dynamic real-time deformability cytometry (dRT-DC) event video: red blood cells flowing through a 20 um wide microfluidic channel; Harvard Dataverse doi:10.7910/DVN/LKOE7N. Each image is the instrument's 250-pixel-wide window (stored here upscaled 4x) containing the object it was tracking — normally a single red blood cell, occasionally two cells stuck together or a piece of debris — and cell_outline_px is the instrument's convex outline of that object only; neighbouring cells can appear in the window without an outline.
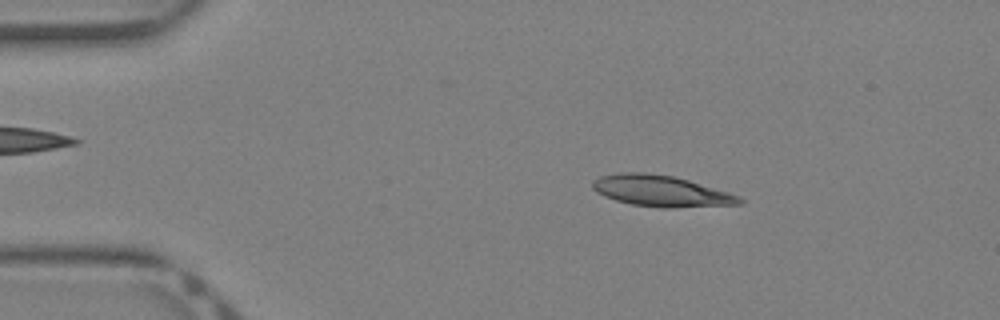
{"species": "Egyptian fruit bat (a non-hibernating species)", "species_latin": "Rousettus aegyptiacus", "temperature_condition": "warm", "stored_images_in_passage": 35, "camera_frame_rate_fps": 3000, "um_per_image_px": 0.085, "animal": {"sex": "female"}, "frame": {"image": 1, "passage_image": 6, "time_ms": 1.667, "image_size_px": [1000, 320], "cell_outline_px": [[744, 204], [672, 208], [660, 208], [632, 204], [616, 200], [604, 196], [596, 192], [592, 188], [592, 180], [600, 176], [620, 172], [644, 172], [672, 176], [688, 180], [728, 192], [740, 196], [744, 200]], "centroid_in_image_um": [56.19, 16.24], "position_along_channel_um": 28.8, "area_um2": 26.76}}
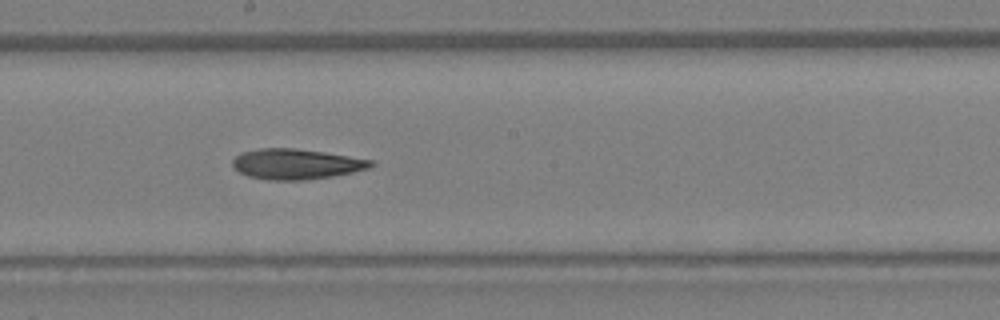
{"frame": {"image": 2, "passage_image": 21, "time_ms": 6.667, "image_size_px": [1000, 320], "cell_outline_px": [[376, 164], [368, 168], [352, 172], [332, 176], [304, 180], [268, 180], [248, 176], [240, 172], [232, 164], [232, 160], [240, 152], [260, 148], [296, 148], [324, 152], [376, 160]], "centroid_in_image_um": [25.19, 13.93], "position_along_channel_um": 223.0, "area_um2": 24.57}}
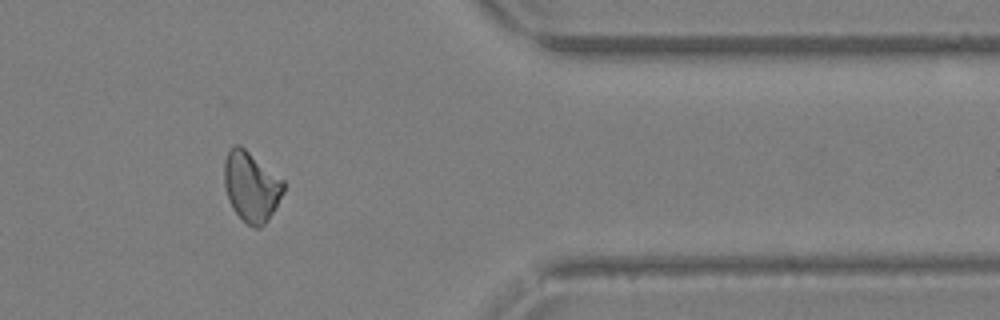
{"frame": {"image": 3, "passage_image": 32, "time_ms": 10.333, "image_size_px": [1000, 320], "cell_outline_px": [[284, 192], [268, 220], [260, 228], [256, 228], [248, 224], [232, 208], [228, 200], [224, 184], [224, 160], [228, 152], [236, 144], [240, 144], [284, 180]], "centroid_in_image_um": [21.35, 15.85], "position_along_channel_um": 390.0, "area_um2": 24.1}}